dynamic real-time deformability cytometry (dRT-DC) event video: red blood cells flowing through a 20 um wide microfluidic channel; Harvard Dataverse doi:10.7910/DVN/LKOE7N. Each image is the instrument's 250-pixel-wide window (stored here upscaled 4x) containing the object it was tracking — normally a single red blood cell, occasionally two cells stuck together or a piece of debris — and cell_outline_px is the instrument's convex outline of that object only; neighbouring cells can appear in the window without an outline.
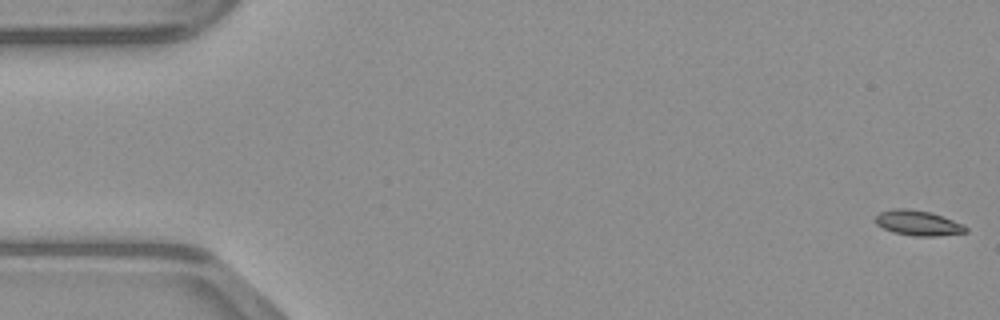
{"species": "common noctule bat (a hibernating species)", "species_latin": "Nyctalus noctula", "temperature_condition": "warm", "stored_images_in_passage": 48, "camera_frame_rate_fps": 3000, "um_per_image_px": 0.085, "animal": {"sex": "male", "body_mass_g": 23.1, "forearm_length_mm": 52.7}, "frame": {"image": 1, "passage_image": 1, "time_ms": 0.0, "image_size_px": [1000, 320], "cell_outline_px": [[968, 232], [936, 236], [912, 236], [892, 232], [876, 224], [876, 216], [880, 212], [892, 208], [908, 208], [932, 212], [964, 224], [968, 228]], "centroid_in_image_um": [78.05, 18.95], "position_along_channel_um": 6.9, "area_um2": 13.41}}
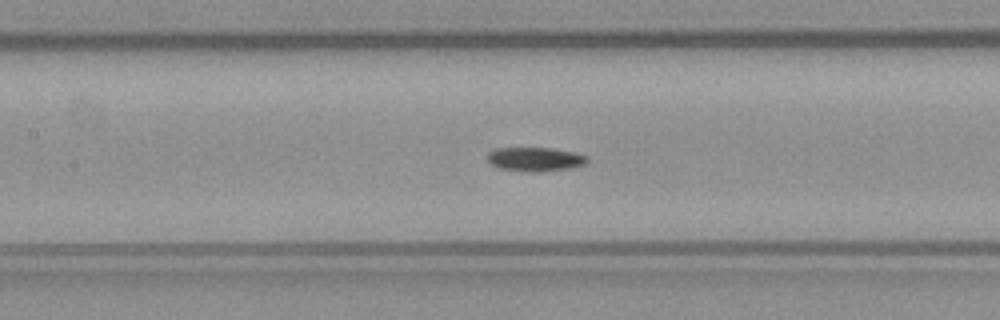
{"frame": {"image": 2, "passage_image": 22, "time_ms": 7.0, "image_size_px": [1000, 320], "cell_outline_px": [[588, 160], [584, 164], [568, 168], [540, 172], [532, 172], [500, 168], [492, 164], [488, 160], [488, 152], [496, 148], [552, 148], [572, 152], [588, 156]], "centroid_in_image_um": [45.48, 13.53], "position_along_channel_um": 161.9, "area_um2": 13.76}}
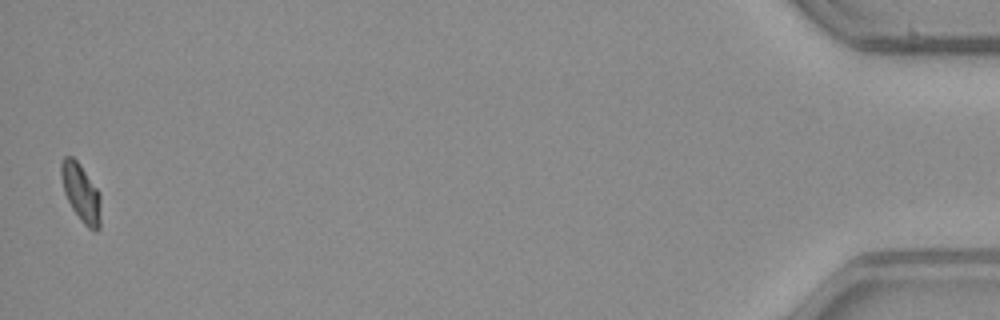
{"frame": {"image": 3, "passage_image": 48, "time_ms": 15.667, "image_size_px": [1000, 320], "cell_outline_px": [[100, 228], [96, 232], [92, 232], [84, 224], [72, 208], [64, 192], [60, 176], [60, 164], [64, 156], [72, 156], [80, 164], [100, 192]], "centroid_in_image_um": [6.89, 16.38], "position_along_channel_um": 428.3, "area_um2": 13.53}}